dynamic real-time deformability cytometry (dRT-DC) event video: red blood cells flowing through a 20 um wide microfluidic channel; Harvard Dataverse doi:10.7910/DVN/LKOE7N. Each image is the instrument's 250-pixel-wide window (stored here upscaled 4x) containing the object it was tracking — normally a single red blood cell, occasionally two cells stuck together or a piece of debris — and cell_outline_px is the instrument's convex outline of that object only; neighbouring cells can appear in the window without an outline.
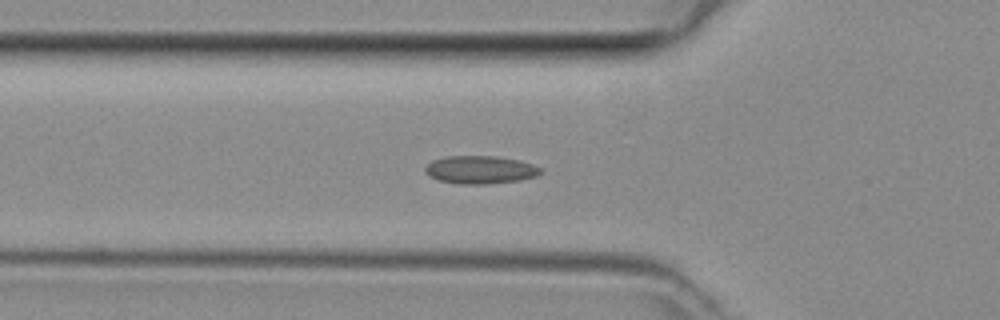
{"species": "common noctule bat (a hibernating species)", "species_latin": "Nyctalus noctula", "temperature_condition": "room temperature", "stored_images_in_passage": 33, "camera_frame_rate_fps": 3000, "um_per_image_px": 0.085, "animal": {"sex": "female", "body_mass_g": 29.2, "forearm_length_mm": 56.3}, "frame": {"image": 1, "passage_image": 2, "time_ms": 0.333, "image_size_px": [1000, 320], "cell_outline_px": [[544, 172], [536, 176], [520, 180], [488, 184], [460, 184], [436, 180], [428, 176], [424, 172], [424, 168], [432, 160], [444, 156], [496, 156], [520, 160], [532, 164], [540, 168]], "centroid_in_image_um": [40.79, 14.43], "position_along_channel_um": 85.0, "area_um2": 19.07}}
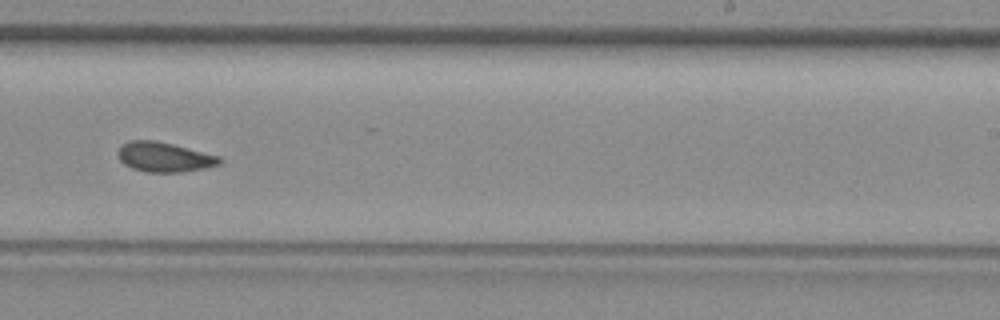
{"frame": {"image": 2, "passage_image": 15, "time_ms": 4.667, "image_size_px": [1000, 320], "cell_outline_px": [[224, 160], [220, 164], [204, 168], [180, 172], [144, 172], [132, 168], [124, 164], [120, 160], [116, 152], [124, 144], [132, 140], [156, 140], [220, 156]], "centroid_in_image_um": [13.97, 13.35], "position_along_channel_um": 275.0, "area_um2": 17.57}}
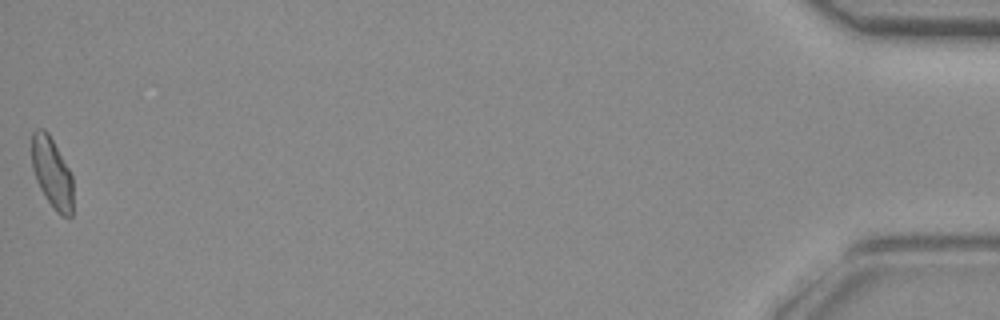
{"frame": {"image": 3, "passage_image": 33, "time_ms": 10.667, "image_size_px": [1000, 320], "cell_outline_px": [[72, 216], [60, 216], [52, 208], [44, 196], [36, 180], [32, 168], [32, 132], [36, 128], [44, 128], [48, 132], [68, 168], [72, 176]], "centroid_in_image_um": [4.4, 14.7], "position_along_channel_um": 430.8, "area_um2": 16.99}}